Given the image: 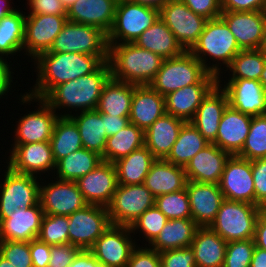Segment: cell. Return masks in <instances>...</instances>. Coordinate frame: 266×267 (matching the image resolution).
Wrapping results in <instances>:
<instances>
[{
    "instance_id": "f35d334b",
    "label": "cell",
    "mask_w": 266,
    "mask_h": 267,
    "mask_svg": "<svg viewBox=\"0 0 266 267\" xmlns=\"http://www.w3.org/2000/svg\"><path fill=\"white\" fill-rule=\"evenodd\" d=\"M208 144L198 129L191 122H186L165 160L185 168L190 160Z\"/></svg>"
},
{
    "instance_id": "be15d7a7",
    "label": "cell",
    "mask_w": 266,
    "mask_h": 267,
    "mask_svg": "<svg viewBox=\"0 0 266 267\" xmlns=\"http://www.w3.org/2000/svg\"><path fill=\"white\" fill-rule=\"evenodd\" d=\"M68 267H91V251L80 250Z\"/></svg>"
},
{
    "instance_id": "60d3db41",
    "label": "cell",
    "mask_w": 266,
    "mask_h": 267,
    "mask_svg": "<svg viewBox=\"0 0 266 267\" xmlns=\"http://www.w3.org/2000/svg\"><path fill=\"white\" fill-rule=\"evenodd\" d=\"M144 146V131L135 124L129 123L121 131L107 137L102 161L114 163L120 158Z\"/></svg>"
},
{
    "instance_id": "9c48e42d",
    "label": "cell",
    "mask_w": 266,
    "mask_h": 267,
    "mask_svg": "<svg viewBox=\"0 0 266 267\" xmlns=\"http://www.w3.org/2000/svg\"><path fill=\"white\" fill-rule=\"evenodd\" d=\"M108 51L107 34L101 29L67 21L48 52L94 55L107 62Z\"/></svg>"
},
{
    "instance_id": "c3c4849f",
    "label": "cell",
    "mask_w": 266,
    "mask_h": 267,
    "mask_svg": "<svg viewBox=\"0 0 266 267\" xmlns=\"http://www.w3.org/2000/svg\"><path fill=\"white\" fill-rule=\"evenodd\" d=\"M254 249L253 238L227 242L223 267H250Z\"/></svg>"
},
{
    "instance_id": "ac0fdd59",
    "label": "cell",
    "mask_w": 266,
    "mask_h": 267,
    "mask_svg": "<svg viewBox=\"0 0 266 267\" xmlns=\"http://www.w3.org/2000/svg\"><path fill=\"white\" fill-rule=\"evenodd\" d=\"M219 187L224 199L255 205L251 161L231 155L225 164Z\"/></svg>"
},
{
    "instance_id": "6da1fadb",
    "label": "cell",
    "mask_w": 266,
    "mask_h": 267,
    "mask_svg": "<svg viewBox=\"0 0 266 267\" xmlns=\"http://www.w3.org/2000/svg\"><path fill=\"white\" fill-rule=\"evenodd\" d=\"M32 62L35 84L27 89L28 95L43 99L55 86L94 72L103 61L94 55L75 52L40 53Z\"/></svg>"
},
{
    "instance_id": "3957f363",
    "label": "cell",
    "mask_w": 266,
    "mask_h": 267,
    "mask_svg": "<svg viewBox=\"0 0 266 267\" xmlns=\"http://www.w3.org/2000/svg\"><path fill=\"white\" fill-rule=\"evenodd\" d=\"M111 78L136 86L149 85L164 59L135 43L108 44Z\"/></svg>"
},
{
    "instance_id": "7a4b0ae2",
    "label": "cell",
    "mask_w": 266,
    "mask_h": 267,
    "mask_svg": "<svg viewBox=\"0 0 266 267\" xmlns=\"http://www.w3.org/2000/svg\"><path fill=\"white\" fill-rule=\"evenodd\" d=\"M110 78L109 62H103L94 72L55 86L43 100L61 117L72 116L74 110L75 113L95 110L103 87ZM60 110L61 113L58 112Z\"/></svg>"
},
{
    "instance_id": "8c879c8a",
    "label": "cell",
    "mask_w": 266,
    "mask_h": 267,
    "mask_svg": "<svg viewBox=\"0 0 266 267\" xmlns=\"http://www.w3.org/2000/svg\"><path fill=\"white\" fill-rule=\"evenodd\" d=\"M62 2V4L64 5V7L67 9H69V7H71L77 0H60Z\"/></svg>"
},
{
    "instance_id": "484cf974",
    "label": "cell",
    "mask_w": 266,
    "mask_h": 267,
    "mask_svg": "<svg viewBox=\"0 0 266 267\" xmlns=\"http://www.w3.org/2000/svg\"><path fill=\"white\" fill-rule=\"evenodd\" d=\"M251 121L252 116L228 105L222 115L217 137L213 143L231 155H237L245 144Z\"/></svg>"
},
{
    "instance_id": "7402d4cb",
    "label": "cell",
    "mask_w": 266,
    "mask_h": 267,
    "mask_svg": "<svg viewBox=\"0 0 266 267\" xmlns=\"http://www.w3.org/2000/svg\"><path fill=\"white\" fill-rule=\"evenodd\" d=\"M191 216L199 227H209L224 200L219 184L187 181Z\"/></svg>"
},
{
    "instance_id": "7dc6e473",
    "label": "cell",
    "mask_w": 266,
    "mask_h": 267,
    "mask_svg": "<svg viewBox=\"0 0 266 267\" xmlns=\"http://www.w3.org/2000/svg\"><path fill=\"white\" fill-rule=\"evenodd\" d=\"M68 227V216L44 214L37 239L51 246L69 243Z\"/></svg>"
},
{
    "instance_id": "681fc988",
    "label": "cell",
    "mask_w": 266,
    "mask_h": 267,
    "mask_svg": "<svg viewBox=\"0 0 266 267\" xmlns=\"http://www.w3.org/2000/svg\"><path fill=\"white\" fill-rule=\"evenodd\" d=\"M0 255L14 267H33L30 242L0 240Z\"/></svg>"
},
{
    "instance_id": "bcb514c9",
    "label": "cell",
    "mask_w": 266,
    "mask_h": 267,
    "mask_svg": "<svg viewBox=\"0 0 266 267\" xmlns=\"http://www.w3.org/2000/svg\"><path fill=\"white\" fill-rule=\"evenodd\" d=\"M155 206L168 220L192 218L189 196L186 188L155 197Z\"/></svg>"
},
{
    "instance_id": "89a4df30",
    "label": "cell",
    "mask_w": 266,
    "mask_h": 267,
    "mask_svg": "<svg viewBox=\"0 0 266 267\" xmlns=\"http://www.w3.org/2000/svg\"><path fill=\"white\" fill-rule=\"evenodd\" d=\"M91 267H108L103 263H100L95 257L94 254L91 252Z\"/></svg>"
},
{
    "instance_id": "e0dca14e",
    "label": "cell",
    "mask_w": 266,
    "mask_h": 267,
    "mask_svg": "<svg viewBox=\"0 0 266 267\" xmlns=\"http://www.w3.org/2000/svg\"><path fill=\"white\" fill-rule=\"evenodd\" d=\"M67 22V16L26 15L24 31V53L29 61L40 53L49 51L56 36ZM31 58V59H30Z\"/></svg>"
},
{
    "instance_id": "d4e9b609",
    "label": "cell",
    "mask_w": 266,
    "mask_h": 267,
    "mask_svg": "<svg viewBox=\"0 0 266 267\" xmlns=\"http://www.w3.org/2000/svg\"><path fill=\"white\" fill-rule=\"evenodd\" d=\"M231 154L209 143L186 165L188 181L219 184L225 164Z\"/></svg>"
},
{
    "instance_id": "6f0895ef",
    "label": "cell",
    "mask_w": 266,
    "mask_h": 267,
    "mask_svg": "<svg viewBox=\"0 0 266 267\" xmlns=\"http://www.w3.org/2000/svg\"><path fill=\"white\" fill-rule=\"evenodd\" d=\"M266 0H221V11H264Z\"/></svg>"
},
{
    "instance_id": "7c38bea8",
    "label": "cell",
    "mask_w": 266,
    "mask_h": 267,
    "mask_svg": "<svg viewBox=\"0 0 266 267\" xmlns=\"http://www.w3.org/2000/svg\"><path fill=\"white\" fill-rule=\"evenodd\" d=\"M69 243L80 250H90L111 225L107 207L88 204L68 216Z\"/></svg>"
},
{
    "instance_id": "5bb4252c",
    "label": "cell",
    "mask_w": 266,
    "mask_h": 267,
    "mask_svg": "<svg viewBox=\"0 0 266 267\" xmlns=\"http://www.w3.org/2000/svg\"><path fill=\"white\" fill-rule=\"evenodd\" d=\"M52 177L54 180L50 179V183L46 182V177L40 180L39 202L44 214L69 216L88 205L76 181Z\"/></svg>"
},
{
    "instance_id": "6125c7cd",
    "label": "cell",
    "mask_w": 266,
    "mask_h": 267,
    "mask_svg": "<svg viewBox=\"0 0 266 267\" xmlns=\"http://www.w3.org/2000/svg\"><path fill=\"white\" fill-rule=\"evenodd\" d=\"M253 240L256 247L266 251V210L257 219Z\"/></svg>"
},
{
    "instance_id": "d6a6232c",
    "label": "cell",
    "mask_w": 266,
    "mask_h": 267,
    "mask_svg": "<svg viewBox=\"0 0 266 267\" xmlns=\"http://www.w3.org/2000/svg\"><path fill=\"white\" fill-rule=\"evenodd\" d=\"M134 43L163 59L177 57L185 51L176 40L173 32L160 18L147 28Z\"/></svg>"
},
{
    "instance_id": "2e32d148",
    "label": "cell",
    "mask_w": 266,
    "mask_h": 267,
    "mask_svg": "<svg viewBox=\"0 0 266 267\" xmlns=\"http://www.w3.org/2000/svg\"><path fill=\"white\" fill-rule=\"evenodd\" d=\"M11 147L7 152H10V155L7 156L8 160L5 158L6 162L4 163H7L6 166L12 171L39 178H43L41 176L43 174L46 178L51 177L54 173L56 163L53 159L50 142L20 144Z\"/></svg>"
},
{
    "instance_id": "f1b7e54d",
    "label": "cell",
    "mask_w": 266,
    "mask_h": 267,
    "mask_svg": "<svg viewBox=\"0 0 266 267\" xmlns=\"http://www.w3.org/2000/svg\"><path fill=\"white\" fill-rule=\"evenodd\" d=\"M185 123L184 120L165 113L144 131V145L156 159H165Z\"/></svg>"
},
{
    "instance_id": "d590c367",
    "label": "cell",
    "mask_w": 266,
    "mask_h": 267,
    "mask_svg": "<svg viewBox=\"0 0 266 267\" xmlns=\"http://www.w3.org/2000/svg\"><path fill=\"white\" fill-rule=\"evenodd\" d=\"M155 160L156 158L145 145L138 150L132 151L127 156L120 158L114 162L118 184H143Z\"/></svg>"
},
{
    "instance_id": "30bf717a",
    "label": "cell",
    "mask_w": 266,
    "mask_h": 267,
    "mask_svg": "<svg viewBox=\"0 0 266 267\" xmlns=\"http://www.w3.org/2000/svg\"><path fill=\"white\" fill-rule=\"evenodd\" d=\"M4 167L6 169L0 175V222L18 208L27 209L39 203L42 179Z\"/></svg>"
},
{
    "instance_id": "52a82bcc",
    "label": "cell",
    "mask_w": 266,
    "mask_h": 267,
    "mask_svg": "<svg viewBox=\"0 0 266 267\" xmlns=\"http://www.w3.org/2000/svg\"><path fill=\"white\" fill-rule=\"evenodd\" d=\"M263 210L254 204L224 199L209 227L226 242L252 239Z\"/></svg>"
},
{
    "instance_id": "cb8c5ba5",
    "label": "cell",
    "mask_w": 266,
    "mask_h": 267,
    "mask_svg": "<svg viewBox=\"0 0 266 267\" xmlns=\"http://www.w3.org/2000/svg\"><path fill=\"white\" fill-rule=\"evenodd\" d=\"M228 105L227 93L217 83L203 98L194 118L190 121L208 143L216 140L219 123Z\"/></svg>"
},
{
    "instance_id": "753ad0ef",
    "label": "cell",
    "mask_w": 266,
    "mask_h": 267,
    "mask_svg": "<svg viewBox=\"0 0 266 267\" xmlns=\"http://www.w3.org/2000/svg\"><path fill=\"white\" fill-rule=\"evenodd\" d=\"M260 50L266 56V31H265V34H264L263 43L261 45Z\"/></svg>"
},
{
    "instance_id": "91938a15",
    "label": "cell",
    "mask_w": 266,
    "mask_h": 267,
    "mask_svg": "<svg viewBox=\"0 0 266 267\" xmlns=\"http://www.w3.org/2000/svg\"><path fill=\"white\" fill-rule=\"evenodd\" d=\"M12 65L13 63L10 64L9 62H6L0 57V100L5 98L3 96H6L5 99H7L8 92L9 94H12V86L14 84L16 85V82H14L13 80L16 77L13 76L15 74L13 71L15 70L12 69Z\"/></svg>"
},
{
    "instance_id": "ba28073f",
    "label": "cell",
    "mask_w": 266,
    "mask_h": 267,
    "mask_svg": "<svg viewBox=\"0 0 266 267\" xmlns=\"http://www.w3.org/2000/svg\"><path fill=\"white\" fill-rule=\"evenodd\" d=\"M159 19V9L118 0L112 29L107 34L108 44L134 43L138 37Z\"/></svg>"
},
{
    "instance_id": "03108f58",
    "label": "cell",
    "mask_w": 266,
    "mask_h": 267,
    "mask_svg": "<svg viewBox=\"0 0 266 267\" xmlns=\"http://www.w3.org/2000/svg\"><path fill=\"white\" fill-rule=\"evenodd\" d=\"M11 1L12 0H0V19H2L4 16L12 13L13 11H15L17 9L16 6L13 7L12 4H14V3Z\"/></svg>"
},
{
    "instance_id": "a7ac6f4b",
    "label": "cell",
    "mask_w": 266,
    "mask_h": 267,
    "mask_svg": "<svg viewBox=\"0 0 266 267\" xmlns=\"http://www.w3.org/2000/svg\"><path fill=\"white\" fill-rule=\"evenodd\" d=\"M259 82L262 84V86L266 90V63L264 65L263 71L261 72Z\"/></svg>"
},
{
    "instance_id": "603a6c76",
    "label": "cell",
    "mask_w": 266,
    "mask_h": 267,
    "mask_svg": "<svg viewBox=\"0 0 266 267\" xmlns=\"http://www.w3.org/2000/svg\"><path fill=\"white\" fill-rule=\"evenodd\" d=\"M44 216L40 202L27 209L18 208L0 222V240L30 242L37 239Z\"/></svg>"
},
{
    "instance_id": "277c9868",
    "label": "cell",
    "mask_w": 266,
    "mask_h": 267,
    "mask_svg": "<svg viewBox=\"0 0 266 267\" xmlns=\"http://www.w3.org/2000/svg\"><path fill=\"white\" fill-rule=\"evenodd\" d=\"M189 51L210 73L217 77L224 73L225 78L224 68L231 64L241 49L229 26L219 17L207 20L198 41Z\"/></svg>"
},
{
    "instance_id": "816d5d0a",
    "label": "cell",
    "mask_w": 266,
    "mask_h": 267,
    "mask_svg": "<svg viewBox=\"0 0 266 267\" xmlns=\"http://www.w3.org/2000/svg\"><path fill=\"white\" fill-rule=\"evenodd\" d=\"M159 254L161 267H196L194 252L190 247L166 250Z\"/></svg>"
},
{
    "instance_id": "94428289",
    "label": "cell",
    "mask_w": 266,
    "mask_h": 267,
    "mask_svg": "<svg viewBox=\"0 0 266 267\" xmlns=\"http://www.w3.org/2000/svg\"><path fill=\"white\" fill-rule=\"evenodd\" d=\"M101 117L104 120L106 137L115 135L130 123L129 117H120L107 114H101Z\"/></svg>"
},
{
    "instance_id": "9a60e30c",
    "label": "cell",
    "mask_w": 266,
    "mask_h": 267,
    "mask_svg": "<svg viewBox=\"0 0 266 267\" xmlns=\"http://www.w3.org/2000/svg\"><path fill=\"white\" fill-rule=\"evenodd\" d=\"M133 238L130 226L111 224L90 251L100 263L108 267H126L132 251L139 243Z\"/></svg>"
},
{
    "instance_id": "680465c9",
    "label": "cell",
    "mask_w": 266,
    "mask_h": 267,
    "mask_svg": "<svg viewBox=\"0 0 266 267\" xmlns=\"http://www.w3.org/2000/svg\"><path fill=\"white\" fill-rule=\"evenodd\" d=\"M51 245L38 239L30 241V255L33 267H48L50 260Z\"/></svg>"
},
{
    "instance_id": "2644e50d",
    "label": "cell",
    "mask_w": 266,
    "mask_h": 267,
    "mask_svg": "<svg viewBox=\"0 0 266 267\" xmlns=\"http://www.w3.org/2000/svg\"><path fill=\"white\" fill-rule=\"evenodd\" d=\"M0 267H14L7 259L0 255Z\"/></svg>"
},
{
    "instance_id": "ffe728a7",
    "label": "cell",
    "mask_w": 266,
    "mask_h": 267,
    "mask_svg": "<svg viewBox=\"0 0 266 267\" xmlns=\"http://www.w3.org/2000/svg\"><path fill=\"white\" fill-rule=\"evenodd\" d=\"M220 17L229 26L241 50L261 48L266 31L264 11H226Z\"/></svg>"
},
{
    "instance_id": "44dd1931",
    "label": "cell",
    "mask_w": 266,
    "mask_h": 267,
    "mask_svg": "<svg viewBox=\"0 0 266 267\" xmlns=\"http://www.w3.org/2000/svg\"><path fill=\"white\" fill-rule=\"evenodd\" d=\"M88 204L107 207L118 186L114 163L102 161L95 169L76 181Z\"/></svg>"
},
{
    "instance_id": "003e7915",
    "label": "cell",
    "mask_w": 266,
    "mask_h": 267,
    "mask_svg": "<svg viewBox=\"0 0 266 267\" xmlns=\"http://www.w3.org/2000/svg\"><path fill=\"white\" fill-rule=\"evenodd\" d=\"M133 3L148 5L157 9H160L165 5L169 0H129Z\"/></svg>"
},
{
    "instance_id": "1f68e13d",
    "label": "cell",
    "mask_w": 266,
    "mask_h": 267,
    "mask_svg": "<svg viewBox=\"0 0 266 267\" xmlns=\"http://www.w3.org/2000/svg\"><path fill=\"white\" fill-rule=\"evenodd\" d=\"M227 242L210 227H199L190 248L196 267H223Z\"/></svg>"
},
{
    "instance_id": "11a10c76",
    "label": "cell",
    "mask_w": 266,
    "mask_h": 267,
    "mask_svg": "<svg viewBox=\"0 0 266 267\" xmlns=\"http://www.w3.org/2000/svg\"><path fill=\"white\" fill-rule=\"evenodd\" d=\"M80 249L70 243L51 246L48 267H68Z\"/></svg>"
},
{
    "instance_id": "b9f144b4",
    "label": "cell",
    "mask_w": 266,
    "mask_h": 267,
    "mask_svg": "<svg viewBox=\"0 0 266 267\" xmlns=\"http://www.w3.org/2000/svg\"><path fill=\"white\" fill-rule=\"evenodd\" d=\"M49 142L55 163L83 148L78 127L70 117L59 116Z\"/></svg>"
},
{
    "instance_id": "d6986e66",
    "label": "cell",
    "mask_w": 266,
    "mask_h": 267,
    "mask_svg": "<svg viewBox=\"0 0 266 267\" xmlns=\"http://www.w3.org/2000/svg\"><path fill=\"white\" fill-rule=\"evenodd\" d=\"M218 83L227 93L232 108L252 117L266 114V90L258 80H224L219 76Z\"/></svg>"
},
{
    "instance_id": "ee69618b",
    "label": "cell",
    "mask_w": 266,
    "mask_h": 267,
    "mask_svg": "<svg viewBox=\"0 0 266 267\" xmlns=\"http://www.w3.org/2000/svg\"><path fill=\"white\" fill-rule=\"evenodd\" d=\"M237 156L249 161L266 158V114L252 117L250 131Z\"/></svg>"
},
{
    "instance_id": "8992f818",
    "label": "cell",
    "mask_w": 266,
    "mask_h": 267,
    "mask_svg": "<svg viewBox=\"0 0 266 267\" xmlns=\"http://www.w3.org/2000/svg\"><path fill=\"white\" fill-rule=\"evenodd\" d=\"M19 97L20 105H31L34 102L37 107L34 111H28L21 114L14 129L11 146L20 144H29L37 142H49L53 134L54 125L59 118L57 112L51 108L43 99L32 97L25 93H21ZM33 102V103H31ZM22 103V104H21ZM14 138V139H13Z\"/></svg>"
},
{
    "instance_id": "f546056e",
    "label": "cell",
    "mask_w": 266,
    "mask_h": 267,
    "mask_svg": "<svg viewBox=\"0 0 266 267\" xmlns=\"http://www.w3.org/2000/svg\"><path fill=\"white\" fill-rule=\"evenodd\" d=\"M217 83H195L168 93L165 97L166 114L190 122L203 98Z\"/></svg>"
},
{
    "instance_id": "4316f807",
    "label": "cell",
    "mask_w": 266,
    "mask_h": 267,
    "mask_svg": "<svg viewBox=\"0 0 266 267\" xmlns=\"http://www.w3.org/2000/svg\"><path fill=\"white\" fill-rule=\"evenodd\" d=\"M118 0H77L67 9V21L91 25L108 34L115 19Z\"/></svg>"
},
{
    "instance_id": "74e56055",
    "label": "cell",
    "mask_w": 266,
    "mask_h": 267,
    "mask_svg": "<svg viewBox=\"0 0 266 267\" xmlns=\"http://www.w3.org/2000/svg\"><path fill=\"white\" fill-rule=\"evenodd\" d=\"M133 84L110 78L104 85L97 106L101 114L129 117Z\"/></svg>"
},
{
    "instance_id": "9f6ffc18",
    "label": "cell",
    "mask_w": 266,
    "mask_h": 267,
    "mask_svg": "<svg viewBox=\"0 0 266 267\" xmlns=\"http://www.w3.org/2000/svg\"><path fill=\"white\" fill-rule=\"evenodd\" d=\"M190 10L206 19L221 16V0H181Z\"/></svg>"
},
{
    "instance_id": "f907efd6",
    "label": "cell",
    "mask_w": 266,
    "mask_h": 267,
    "mask_svg": "<svg viewBox=\"0 0 266 267\" xmlns=\"http://www.w3.org/2000/svg\"><path fill=\"white\" fill-rule=\"evenodd\" d=\"M255 190V205L266 210V158L251 161Z\"/></svg>"
},
{
    "instance_id": "e7e4bbea",
    "label": "cell",
    "mask_w": 266,
    "mask_h": 267,
    "mask_svg": "<svg viewBox=\"0 0 266 267\" xmlns=\"http://www.w3.org/2000/svg\"><path fill=\"white\" fill-rule=\"evenodd\" d=\"M250 267H266V251L255 246Z\"/></svg>"
},
{
    "instance_id": "db71d44e",
    "label": "cell",
    "mask_w": 266,
    "mask_h": 267,
    "mask_svg": "<svg viewBox=\"0 0 266 267\" xmlns=\"http://www.w3.org/2000/svg\"><path fill=\"white\" fill-rule=\"evenodd\" d=\"M26 15H57L66 16L67 10L60 0H27ZM29 7V8H28Z\"/></svg>"
},
{
    "instance_id": "83f0119b",
    "label": "cell",
    "mask_w": 266,
    "mask_h": 267,
    "mask_svg": "<svg viewBox=\"0 0 266 267\" xmlns=\"http://www.w3.org/2000/svg\"><path fill=\"white\" fill-rule=\"evenodd\" d=\"M165 97L149 85H133L129 120L145 131L165 114Z\"/></svg>"
},
{
    "instance_id": "4dcf8cb0",
    "label": "cell",
    "mask_w": 266,
    "mask_h": 267,
    "mask_svg": "<svg viewBox=\"0 0 266 267\" xmlns=\"http://www.w3.org/2000/svg\"><path fill=\"white\" fill-rule=\"evenodd\" d=\"M187 181L184 167L172 164L165 159H156L143 184L157 197L185 189Z\"/></svg>"
},
{
    "instance_id": "f5cc1de1",
    "label": "cell",
    "mask_w": 266,
    "mask_h": 267,
    "mask_svg": "<svg viewBox=\"0 0 266 267\" xmlns=\"http://www.w3.org/2000/svg\"><path fill=\"white\" fill-rule=\"evenodd\" d=\"M126 267H161V257L156 250L138 244L132 251Z\"/></svg>"
},
{
    "instance_id": "836d02e7",
    "label": "cell",
    "mask_w": 266,
    "mask_h": 267,
    "mask_svg": "<svg viewBox=\"0 0 266 267\" xmlns=\"http://www.w3.org/2000/svg\"><path fill=\"white\" fill-rule=\"evenodd\" d=\"M198 228L199 226L192 218L168 220L148 247L158 253L190 247Z\"/></svg>"
},
{
    "instance_id": "5b68a950",
    "label": "cell",
    "mask_w": 266,
    "mask_h": 267,
    "mask_svg": "<svg viewBox=\"0 0 266 267\" xmlns=\"http://www.w3.org/2000/svg\"><path fill=\"white\" fill-rule=\"evenodd\" d=\"M195 83H218V77L210 73L190 52L164 59L161 68L149 86L162 96Z\"/></svg>"
},
{
    "instance_id": "7bdbcfd3",
    "label": "cell",
    "mask_w": 266,
    "mask_h": 267,
    "mask_svg": "<svg viewBox=\"0 0 266 267\" xmlns=\"http://www.w3.org/2000/svg\"><path fill=\"white\" fill-rule=\"evenodd\" d=\"M266 63V56L260 49L241 50L224 70L226 79H249L258 80ZM231 72V74H230Z\"/></svg>"
},
{
    "instance_id": "8fae6325",
    "label": "cell",
    "mask_w": 266,
    "mask_h": 267,
    "mask_svg": "<svg viewBox=\"0 0 266 267\" xmlns=\"http://www.w3.org/2000/svg\"><path fill=\"white\" fill-rule=\"evenodd\" d=\"M154 205L155 196L144 184H118L107 210L112 225L131 226Z\"/></svg>"
},
{
    "instance_id": "4fadbf2b",
    "label": "cell",
    "mask_w": 266,
    "mask_h": 267,
    "mask_svg": "<svg viewBox=\"0 0 266 267\" xmlns=\"http://www.w3.org/2000/svg\"><path fill=\"white\" fill-rule=\"evenodd\" d=\"M159 18L185 51H189L198 41L208 20L194 13L181 0H169L159 9Z\"/></svg>"
},
{
    "instance_id": "8d00e7d4",
    "label": "cell",
    "mask_w": 266,
    "mask_h": 267,
    "mask_svg": "<svg viewBox=\"0 0 266 267\" xmlns=\"http://www.w3.org/2000/svg\"><path fill=\"white\" fill-rule=\"evenodd\" d=\"M70 118L78 127L83 148L97 152L102 156L107 137L101 113L97 109L87 110L74 113Z\"/></svg>"
},
{
    "instance_id": "f6af8a7d",
    "label": "cell",
    "mask_w": 266,
    "mask_h": 267,
    "mask_svg": "<svg viewBox=\"0 0 266 267\" xmlns=\"http://www.w3.org/2000/svg\"><path fill=\"white\" fill-rule=\"evenodd\" d=\"M167 221V217L154 205L135 220L130 226V229L133 236H135V241L140 240L136 239V234L139 231L138 233L141 236L139 238H145L146 244L144 243V246H149L156 239Z\"/></svg>"
},
{
    "instance_id": "e575fe53",
    "label": "cell",
    "mask_w": 266,
    "mask_h": 267,
    "mask_svg": "<svg viewBox=\"0 0 266 267\" xmlns=\"http://www.w3.org/2000/svg\"><path fill=\"white\" fill-rule=\"evenodd\" d=\"M18 7L0 19V57L6 62L18 53H24L26 12Z\"/></svg>"
},
{
    "instance_id": "ab89813d",
    "label": "cell",
    "mask_w": 266,
    "mask_h": 267,
    "mask_svg": "<svg viewBox=\"0 0 266 267\" xmlns=\"http://www.w3.org/2000/svg\"><path fill=\"white\" fill-rule=\"evenodd\" d=\"M101 162V155L97 152L81 148L59 160L53 176L60 180L77 181L95 169Z\"/></svg>"
}]
</instances>
